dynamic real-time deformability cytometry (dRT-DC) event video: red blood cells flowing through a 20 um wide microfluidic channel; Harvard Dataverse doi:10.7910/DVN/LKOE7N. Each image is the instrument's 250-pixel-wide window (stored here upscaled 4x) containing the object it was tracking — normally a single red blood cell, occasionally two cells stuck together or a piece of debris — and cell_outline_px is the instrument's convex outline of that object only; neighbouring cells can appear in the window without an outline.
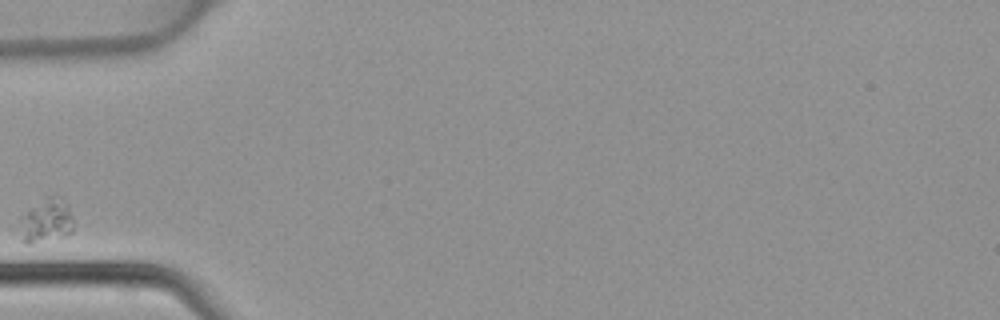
{"species": "common noctule bat (a hibernating species)", "species_latin": "Nyctalus noctula", "temperature_condition": "warm", "stored_images_in_passage": 2, "camera_frame_rate_fps": 3000, "um_per_image_px": 0.085, "animal": {"sex": "female", "body_mass_g": 22.7, "forearm_length_mm": 54.2}, "frame": {"image": 1, "passage_image": 1, "time_ms": 0.0, "image_size_px": [1000, 320], "cell_outline_px": [[72, 232], [64, 236], [28, 244], [24, 244], [20, 240], [20, 216], [28, 208], [48, 196], [52, 196], [64, 200], [68, 204], [72, 216]], "centroid_in_image_um": [3.89, 18.77], "position_along_channel_um": 81.1, "area_um2": 13.81}}
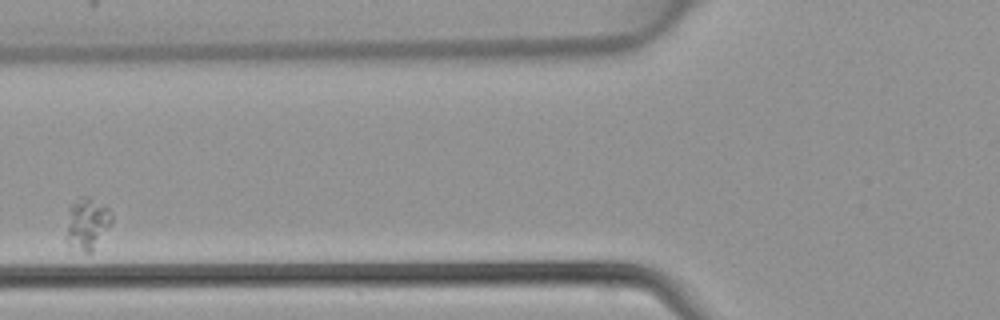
{"frame": {"image": 2, "passage_image": 2, "time_ms": 0.333, "image_size_px": [1000, 320], "cell_outline_px": [[112, 224], [92, 252], [84, 252], [64, 240], [68, 208], [80, 196], [88, 196], [108, 208], [112, 212]], "centroid_in_image_um": [7.39, 19.0], "position_along_channel_um": 118.4, "area_um2": 13.93}}